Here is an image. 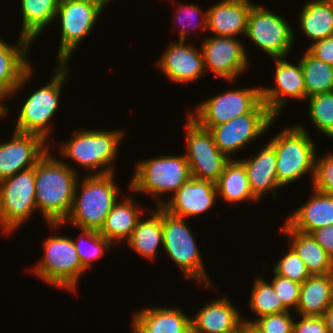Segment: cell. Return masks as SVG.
Here are the masks:
<instances>
[{
  "mask_svg": "<svg viewBox=\"0 0 333 333\" xmlns=\"http://www.w3.org/2000/svg\"><path fill=\"white\" fill-rule=\"evenodd\" d=\"M50 83L37 89L22 104L15 130L20 133H36L45 140L51 132L49 121L59 106L60 93L69 72L68 64L58 63Z\"/></svg>",
  "mask_w": 333,
  "mask_h": 333,
  "instance_id": "cell-8",
  "label": "cell"
},
{
  "mask_svg": "<svg viewBox=\"0 0 333 333\" xmlns=\"http://www.w3.org/2000/svg\"><path fill=\"white\" fill-rule=\"evenodd\" d=\"M130 181L133 192L147 193L156 201L159 194L175 193L191 176L190 166L184 155L160 156L137 163Z\"/></svg>",
  "mask_w": 333,
  "mask_h": 333,
  "instance_id": "cell-5",
  "label": "cell"
},
{
  "mask_svg": "<svg viewBox=\"0 0 333 333\" xmlns=\"http://www.w3.org/2000/svg\"><path fill=\"white\" fill-rule=\"evenodd\" d=\"M273 273L299 284H302L311 276L303 260L291 247L289 248L288 254L286 253V255L274 265Z\"/></svg>",
  "mask_w": 333,
  "mask_h": 333,
  "instance_id": "cell-37",
  "label": "cell"
},
{
  "mask_svg": "<svg viewBox=\"0 0 333 333\" xmlns=\"http://www.w3.org/2000/svg\"><path fill=\"white\" fill-rule=\"evenodd\" d=\"M200 10L201 9H199V7L196 5H192V4H189V6L180 5L177 9L176 15L179 13V15H177V17L179 16L178 20H179L180 24H182V22H183V26H186V23L188 24V26H190V25L192 26L194 23H196V22H194V19H197L196 16H200L202 14V13H199ZM201 16H203V17H201V19H200L201 20L199 23L200 26L197 27V25L195 24L194 26H192V28L196 27L199 30L203 29V30L207 31V12L204 11V13ZM183 20H187V22L183 21ZM191 20L194 22L193 24H190V22H192ZM184 22H186V23H184ZM182 27L180 30L179 41H186L185 40V39H187L186 35H187V33H190V32H188L189 31L188 29L186 30Z\"/></svg>",
  "mask_w": 333,
  "mask_h": 333,
  "instance_id": "cell-41",
  "label": "cell"
},
{
  "mask_svg": "<svg viewBox=\"0 0 333 333\" xmlns=\"http://www.w3.org/2000/svg\"><path fill=\"white\" fill-rule=\"evenodd\" d=\"M314 42L307 50L317 59L333 66V36Z\"/></svg>",
  "mask_w": 333,
  "mask_h": 333,
  "instance_id": "cell-43",
  "label": "cell"
},
{
  "mask_svg": "<svg viewBox=\"0 0 333 333\" xmlns=\"http://www.w3.org/2000/svg\"><path fill=\"white\" fill-rule=\"evenodd\" d=\"M327 325L328 333H333V303L331 306L324 312L322 316Z\"/></svg>",
  "mask_w": 333,
  "mask_h": 333,
  "instance_id": "cell-45",
  "label": "cell"
},
{
  "mask_svg": "<svg viewBox=\"0 0 333 333\" xmlns=\"http://www.w3.org/2000/svg\"><path fill=\"white\" fill-rule=\"evenodd\" d=\"M333 303V273L311 275L301 284L296 311L300 316H323Z\"/></svg>",
  "mask_w": 333,
  "mask_h": 333,
  "instance_id": "cell-26",
  "label": "cell"
},
{
  "mask_svg": "<svg viewBox=\"0 0 333 333\" xmlns=\"http://www.w3.org/2000/svg\"><path fill=\"white\" fill-rule=\"evenodd\" d=\"M305 127L295 125L280 132L268 143L277 156V181L287 185L301 176L314 173L316 147Z\"/></svg>",
  "mask_w": 333,
  "mask_h": 333,
  "instance_id": "cell-4",
  "label": "cell"
},
{
  "mask_svg": "<svg viewBox=\"0 0 333 333\" xmlns=\"http://www.w3.org/2000/svg\"><path fill=\"white\" fill-rule=\"evenodd\" d=\"M88 239V243L91 244L89 247L83 246V238ZM85 243V241H84ZM113 245L110 241L105 239L99 231L96 230H87L82 229V233L80 234V237H78L77 241H74V246L76 248V252L78 253L80 262L82 264V267L87 270L89 267H91V263L94 260H98L99 258L103 257V254L106 248L111 247ZM88 248V249H86Z\"/></svg>",
  "mask_w": 333,
  "mask_h": 333,
  "instance_id": "cell-36",
  "label": "cell"
},
{
  "mask_svg": "<svg viewBox=\"0 0 333 333\" xmlns=\"http://www.w3.org/2000/svg\"><path fill=\"white\" fill-rule=\"evenodd\" d=\"M300 322L293 323V333H328L322 316H300Z\"/></svg>",
  "mask_w": 333,
  "mask_h": 333,
  "instance_id": "cell-42",
  "label": "cell"
},
{
  "mask_svg": "<svg viewBox=\"0 0 333 333\" xmlns=\"http://www.w3.org/2000/svg\"><path fill=\"white\" fill-rule=\"evenodd\" d=\"M156 209L146 220L139 219L127 240L132 250L149 260L156 257L157 249L163 245L162 207L157 206Z\"/></svg>",
  "mask_w": 333,
  "mask_h": 333,
  "instance_id": "cell-29",
  "label": "cell"
},
{
  "mask_svg": "<svg viewBox=\"0 0 333 333\" xmlns=\"http://www.w3.org/2000/svg\"><path fill=\"white\" fill-rule=\"evenodd\" d=\"M217 194L216 183L192 177L172 195L169 201L163 202L158 199L157 206L177 217L197 216L211 209Z\"/></svg>",
  "mask_w": 333,
  "mask_h": 333,
  "instance_id": "cell-17",
  "label": "cell"
},
{
  "mask_svg": "<svg viewBox=\"0 0 333 333\" xmlns=\"http://www.w3.org/2000/svg\"><path fill=\"white\" fill-rule=\"evenodd\" d=\"M254 3L250 0H222L207 12V30L215 36L236 37L246 34L248 15Z\"/></svg>",
  "mask_w": 333,
  "mask_h": 333,
  "instance_id": "cell-21",
  "label": "cell"
},
{
  "mask_svg": "<svg viewBox=\"0 0 333 333\" xmlns=\"http://www.w3.org/2000/svg\"><path fill=\"white\" fill-rule=\"evenodd\" d=\"M285 58H276V88L261 87L262 101L276 118L285 106L287 97L298 100L306 99V87L300 61L297 65L286 62Z\"/></svg>",
  "mask_w": 333,
  "mask_h": 333,
  "instance_id": "cell-18",
  "label": "cell"
},
{
  "mask_svg": "<svg viewBox=\"0 0 333 333\" xmlns=\"http://www.w3.org/2000/svg\"><path fill=\"white\" fill-rule=\"evenodd\" d=\"M217 193L229 203L251 200L259 201L252 193L244 165L237 160H230L219 180L216 182Z\"/></svg>",
  "mask_w": 333,
  "mask_h": 333,
  "instance_id": "cell-30",
  "label": "cell"
},
{
  "mask_svg": "<svg viewBox=\"0 0 333 333\" xmlns=\"http://www.w3.org/2000/svg\"><path fill=\"white\" fill-rule=\"evenodd\" d=\"M31 41L19 36L18 44L11 46L0 40V100L1 102L24 87L32 74L26 54ZM22 86V87H21Z\"/></svg>",
  "mask_w": 333,
  "mask_h": 333,
  "instance_id": "cell-19",
  "label": "cell"
},
{
  "mask_svg": "<svg viewBox=\"0 0 333 333\" xmlns=\"http://www.w3.org/2000/svg\"><path fill=\"white\" fill-rule=\"evenodd\" d=\"M330 4L333 5V0H327Z\"/></svg>",
  "mask_w": 333,
  "mask_h": 333,
  "instance_id": "cell-50",
  "label": "cell"
},
{
  "mask_svg": "<svg viewBox=\"0 0 333 333\" xmlns=\"http://www.w3.org/2000/svg\"><path fill=\"white\" fill-rule=\"evenodd\" d=\"M262 101L260 87L226 91L200 103L195 113H188L199 126L209 130L251 112Z\"/></svg>",
  "mask_w": 333,
  "mask_h": 333,
  "instance_id": "cell-13",
  "label": "cell"
},
{
  "mask_svg": "<svg viewBox=\"0 0 333 333\" xmlns=\"http://www.w3.org/2000/svg\"><path fill=\"white\" fill-rule=\"evenodd\" d=\"M310 234L333 259V224L318 228Z\"/></svg>",
  "mask_w": 333,
  "mask_h": 333,
  "instance_id": "cell-44",
  "label": "cell"
},
{
  "mask_svg": "<svg viewBox=\"0 0 333 333\" xmlns=\"http://www.w3.org/2000/svg\"><path fill=\"white\" fill-rule=\"evenodd\" d=\"M186 218L168 213L162 208L163 248L172 261L181 269L186 279L205 282V288L211 285L204 271V265L194 235L189 229Z\"/></svg>",
  "mask_w": 333,
  "mask_h": 333,
  "instance_id": "cell-7",
  "label": "cell"
},
{
  "mask_svg": "<svg viewBox=\"0 0 333 333\" xmlns=\"http://www.w3.org/2000/svg\"><path fill=\"white\" fill-rule=\"evenodd\" d=\"M227 297L215 299L198 310L191 319L192 333H229L237 330L243 319Z\"/></svg>",
  "mask_w": 333,
  "mask_h": 333,
  "instance_id": "cell-23",
  "label": "cell"
},
{
  "mask_svg": "<svg viewBox=\"0 0 333 333\" xmlns=\"http://www.w3.org/2000/svg\"><path fill=\"white\" fill-rule=\"evenodd\" d=\"M114 173L101 175H87L82 180L81 195H77V180L71 210L63 222L49 223L51 228L63 226L67 222H72L74 226L87 230L100 231L106 217L118 201V189L114 184ZM82 188V189H81ZM78 196V197H77ZM70 220V221H68Z\"/></svg>",
  "mask_w": 333,
  "mask_h": 333,
  "instance_id": "cell-2",
  "label": "cell"
},
{
  "mask_svg": "<svg viewBox=\"0 0 333 333\" xmlns=\"http://www.w3.org/2000/svg\"><path fill=\"white\" fill-rule=\"evenodd\" d=\"M37 209L35 167L0 181V226L10 234Z\"/></svg>",
  "mask_w": 333,
  "mask_h": 333,
  "instance_id": "cell-10",
  "label": "cell"
},
{
  "mask_svg": "<svg viewBox=\"0 0 333 333\" xmlns=\"http://www.w3.org/2000/svg\"><path fill=\"white\" fill-rule=\"evenodd\" d=\"M133 198L117 201L106 217L99 233L111 243L129 239L140 219V207Z\"/></svg>",
  "mask_w": 333,
  "mask_h": 333,
  "instance_id": "cell-28",
  "label": "cell"
},
{
  "mask_svg": "<svg viewBox=\"0 0 333 333\" xmlns=\"http://www.w3.org/2000/svg\"><path fill=\"white\" fill-rule=\"evenodd\" d=\"M243 322L251 323L261 333H293L294 318L290 311L265 315L254 319V322L252 320H243Z\"/></svg>",
  "mask_w": 333,
  "mask_h": 333,
  "instance_id": "cell-38",
  "label": "cell"
},
{
  "mask_svg": "<svg viewBox=\"0 0 333 333\" xmlns=\"http://www.w3.org/2000/svg\"><path fill=\"white\" fill-rule=\"evenodd\" d=\"M309 99L308 114L315 128L333 138V91L318 94Z\"/></svg>",
  "mask_w": 333,
  "mask_h": 333,
  "instance_id": "cell-35",
  "label": "cell"
},
{
  "mask_svg": "<svg viewBox=\"0 0 333 333\" xmlns=\"http://www.w3.org/2000/svg\"><path fill=\"white\" fill-rule=\"evenodd\" d=\"M51 155L48 150L35 166L36 205L47 224L66 219L78 180L76 168Z\"/></svg>",
  "mask_w": 333,
  "mask_h": 333,
  "instance_id": "cell-1",
  "label": "cell"
},
{
  "mask_svg": "<svg viewBox=\"0 0 333 333\" xmlns=\"http://www.w3.org/2000/svg\"><path fill=\"white\" fill-rule=\"evenodd\" d=\"M238 160L245 167L253 195L259 200L265 193L273 191L270 193H273V197L276 199L278 195L275 189L281 185L277 181L275 149L267 142V145L253 158Z\"/></svg>",
  "mask_w": 333,
  "mask_h": 333,
  "instance_id": "cell-24",
  "label": "cell"
},
{
  "mask_svg": "<svg viewBox=\"0 0 333 333\" xmlns=\"http://www.w3.org/2000/svg\"><path fill=\"white\" fill-rule=\"evenodd\" d=\"M229 333H240V327L237 330L229 332Z\"/></svg>",
  "mask_w": 333,
  "mask_h": 333,
  "instance_id": "cell-49",
  "label": "cell"
},
{
  "mask_svg": "<svg viewBox=\"0 0 333 333\" xmlns=\"http://www.w3.org/2000/svg\"><path fill=\"white\" fill-rule=\"evenodd\" d=\"M187 118L185 156L190 166L191 176L216 183L231 158L218 149L209 130L199 126L188 115Z\"/></svg>",
  "mask_w": 333,
  "mask_h": 333,
  "instance_id": "cell-11",
  "label": "cell"
},
{
  "mask_svg": "<svg viewBox=\"0 0 333 333\" xmlns=\"http://www.w3.org/2000/svg\"><path fill=\"white\" fill-rule=\"evenodd\" d=\"M275 119L261 101L251 112L213 126L209 131L218 149L229 158V155L266 133Z\"/></svg>",
  "mask_w": 333,
  "mask_h": 333,
  "instance_id": "cell-12",
  "label": "cell"
},
{
  "mask_svg": "<svg viewBox=\"0 0 333 333\" xmlns=\"http://www.w3.org/2000/svg\"><path fill=\"white\" fill-rule=\"evenodd\" d=\"M59 3L60 0H21L23 21L20 36L34 41L44 27L55 20Z\"/></svg>",
  "mask_w": 333,
  "mask_h": 333,
  "instance_id": "cell-32",
  "label": "cell"
},
{
  "mask_svg": "<svg viewBox=\"0 0 333 333\" xmlns=\"http://www.w3.org/2000/svg\"><path fill=\"white\" fill-rule=\"evenodd\" d=\"M125 134L120 130L102 131L81 129L73 132L69 142L60 144V154L77 162L87 171L101 170L93 175L113 173L119 143ZM95 169V170H94Z\"/></svg>",
  "mask_w": 333,
  "mask_h": 333,
  "instance_id": "cell-3",
  "label": "cell"
},
{
  "mask_svg": "<svg viewBox=\"0 0 333 333\" xmlns=\"http://www.w3.org/2000/svg\"><path fill=\"white\" fill-rule=\"evenodd\" d=\"M280 229L289 238L290 247L299 255L310 275L333 273V259L311 234L292 229L286 222Z\"/></svg>",
  "mask_w": 333,
  "mask_h": 333,
  "instance_id": "cell-27",
  "label": "cell"
},
{
  "mask_svg": "<svg viewBox=\"0 0 333 333\" xmlns=\"http://www.w3.org/2000/svg\"><path fill=\"white\" fill-rule=\"evenodd\" d=\"M245 35L274 59L287 57L294 42L293 31L287 21L256 4L249 12Z\"/></svg>",
  "mask_w": 333,
  "mask_h": 333,
  "instance_id": "cell-14",
  "label": "cell"
},
{
  "mask_svg": "<svg viewBox=\"0 0 333 333\" xmlns=\"http://www.w3.org/2000/svg\"><path fill=\"white\" fill-rule=\"evenodd\" d=\"M312 183L313 190L333 196V153L318 160L315 157Z\"/></svg>",
  "mask_w": 333,
  "mask_h": 333,
  "instance_id": "cell-39",
  "label": "cell"
},
{
  "mask_svg": "<svg viewBox=\"0 0 333 333\" xmlns=\"http://www.w3.org/2000/svg\"><path fill=\"white\" fill-rule=\"evenodd\" d=\"M240 333H261V332L251 323L243 322L240 326Z\"/></svg>",
  "mask_w": 333,
  "mask_h": 333,
  "instance_id": "cell-46",
  "label": "cell"
},
{
  "mask_svg": "<svg viewBox=\"0 0 333 333\" xmlns=\"http://www.w3.org/2000/svg\"><path fill=\"white\" fill-rule=\"evenodd\" d=\"M105 5L107 4L108 5V3H110V1H112V0H101Z\"/></svg>",
  "mask_w": 333,
  "mask_h": 333,
  "instance_id": "cell-48",
  "label": "cell"
},
{
  "mask_svg": "<svg viewBox=\"0 0 333 333\" xmlns=\"http://www.w3.org/2000/svg\"><path fill=\"white\" fill-rule=\"evenodd\" d=\"M43 247L42 261L40 259L32 272L53 287L75 292L76 284L86 270L82 267L74 240L52 235L45 239Z\"/></svg>",
  "mask_w": 333,
  "mask_h": 333,
  "instance_id": "cell-6",
  "label": "cell"
},
{
  "mask_svg": "<svg viewBox=\"0 0 333 333\" xmlns=\"http://www.w3.org/2000/svg\"><path fill=\"white\" fill-rule=\"evenodd\" d=\"M184 42H172L157 64L172 82H197L205 71L203 53Z\"/></svg>",
  "mask_w": 333,
  "mask_h": 333,
  "instance_id": "cell-20",
  "label": "cell"
},
{
  "mask_svg": "<svg viewBox=\"0 0 333 333\" xmlns=\"http://www.w3.org/2000/svg\"><path fill=\"white\" fill-rule=\"evenodd\" d=\"M46 143L39 134L14 131L10 141L0 143V181L35 167L50 150Z\"/></svg>",
  "mask_w": 333,
  "mask_h": 333,
  "instance_id": "cell-16",
  "label": "cell"
},
{
  "mask_svg": "<svg viewBox=\"0 0 333 333\" xmlns=\"http://www.w3.org/2000/svg\"><path fill=\"white\" fill-rule=\"evenodd\" d=\"M7 106H5V104L3 105L0 101V119L1 117L3 118V116L6 114V113H9V109L6 108Z\"/></svg>",
  "mask_w": 333,
  "mask_h": 333,
  "instance_id": "cell-47",
  "label": "cell"
},
{
  "mask_svg": "<svg viewBox=\"0 0 333 333\" xmlns=\"http://www.w3.org/2000/svg\"><path fill=\"white\" fill-rule=\"evenodd\" d=\"M288 217L286 223L292 229L308 234L318 228L332 225L333 196L314 190L311 198Z\"/></svg>",
  "mask_w": 333,
  "mask_h": 333,
  "instance_id": "cell-25",
  "label": "cell"
},
{
  "mask_svg": "<svg viewBox=\"0 0 333 333\" xmlns=\"http://www.w3.org/2000/svg\"><path fill=\"white\" fill-rule=\"evenodd\" d=\"M251 292L249 306L259 316L258 318L290 311L283 305L273 285L263 278L255 279Z\"/></svg>",
  "mask_w": 333,
  "mask_h": 333,
  "instance_id": "cell-34",
  "label": "cell"
},
{
  "mask_svg": "<svg viewBox=\"0 0 333 333\" xmlns=\"http://www.w3.org/2000/svg\"><path fill=\"white\" fill-rule=\"evenodd\" d=\"M104 7L101 0H60L56 18H60L62 36L57 63L68 64L73 51L90 34Z\"/></svg>",
  "mask_w": 333,
  "mask_h": 333,
  "instance_id": "cell-9",
  "label": "cell"
},
{
  "mask_svg": "<svg viewBox=\"0 0 333 333\" xmlns=\"http://www.w3.org/2000/svg\"><path fill=\"white\" fill-rule=\"evenodd\" d=\"M299 17L302 31L310 40L333 36V5L327 0L307 2Z\"/></svg>",
  "mask_w": 333,
  "mask_h": 333,
  "instance_id": "cell-31",
  "label": "cell"
},
{
  "mask_svg": "<svg viewBox=\"0 0 333 333\" xmlns=\"http://www.w3.org/2000/svg\"><path fill=\"white\" fill-rule=\"evenodd\" d=\"M191 319L178 307H153L134 313V333H192Z\"/></svg>",
  "mask_w": 333,
  "mask_h": 333,
  "instance_id": "cell-22",
  "label": "cell"
},
{
  "mask_svg": "<svg viewBox=\"0 0 333 333\" xmlns=\"http://www.w3.org/2000/svg\"><path fill=\"white\" fill-rule=\"evenodd\" d=\"M204 68L227 81H234L236 76L247 70L248 55L244 45L236 37L213 36L203 40L201 45Z\"/></svg>",
  "mask_w": 333,
  "mask_h": 333,
  "instance_id": "cell-15",
  "label": "cell"
},
{
  "mask_svg": "<svg viewBox=\"0 0 333 333\" xmlns=\"http://www.w3.org/2000/svg\"><path fill=\"white\" fill-rule=\"evenodd\" d=\"M272 285L283 305L289 310L298 305L301 284L274 273ZM292 307V308H291Z\"/></svg>",
  "mask_w": 333,
  "mask_h": 333,
  "instance_id": "cell-40",
  "label": "cell"
},
{
  "mask_svg": "<svg viewBox=\"0 0 333 333\" xmlns=\"http://www.w3.org/2000/svg\"><path fill=\"white\" fill-rule=\"evenodd\" d=\"M306 87V99L333 91V66L317 59L308 50L300 59Z\"/></svg>",
  "mask_w": 333,
  "mask_h": 333,
  "instance_id": "cell-33",
  "label": "cell"
}]
</instances>
